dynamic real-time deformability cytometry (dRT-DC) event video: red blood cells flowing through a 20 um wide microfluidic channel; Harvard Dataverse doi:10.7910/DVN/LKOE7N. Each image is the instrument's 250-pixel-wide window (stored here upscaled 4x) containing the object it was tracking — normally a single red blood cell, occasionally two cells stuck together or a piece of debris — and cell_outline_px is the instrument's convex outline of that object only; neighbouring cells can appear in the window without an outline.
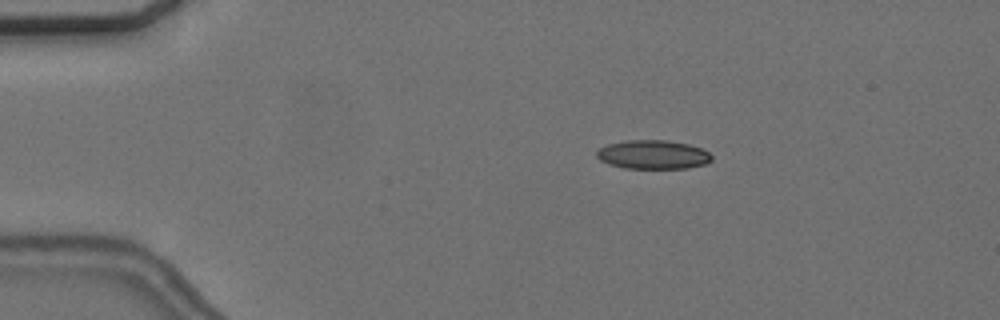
{"species": "common noctule bat (a hibernating species)", "species_latin": "Nyctalus noctula", "temperature_condition": "cold", "stored_images_in_passage": 56, "camera_frame_rate_fps": 3000, "um_per_image_px": 0.085, "animal": {"sex": "female", "body_mass_g": 24.6, "forearm_length_mm": 56.2}, "frame": {"image": 1, "passage_image": 10, "time_ms": 3.0, "image_size_px": [1000, 320], "cell_outline_px": [[712, 160], [704, 164], [688, 168], [624, 168], [608, 164], [600, 160], [596, 156], [596, 152], [600, 148], [608, 144], [628, 140], [668, 140], [688, 144], [700, 148], [708, 152], [712, 156]], "centroid_in_image_um": [55.49, 13.14], "position_along_channel_um": 29.5, "area_um2": 19.31}}
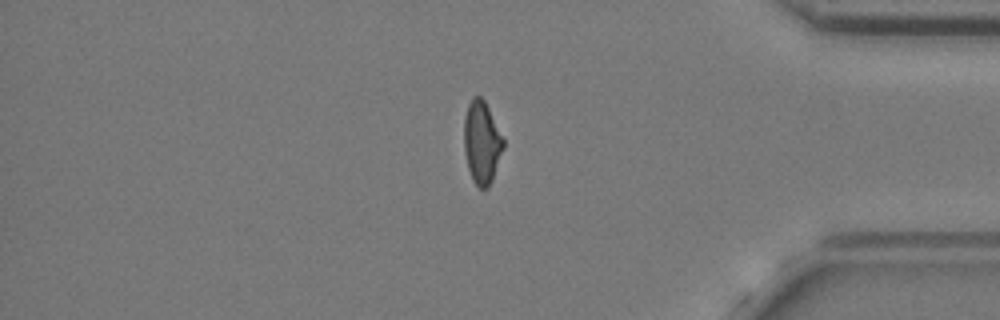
{"frame": {"image": 2, "passage_image": 47, "time_ms": 15.333, "image_size_px": [1000, 320], "cell_outline_px": [[504, 148], [492, 180], [488, 188], [480, 188], [472, 180], [468, 168], [464, 152], [464, 116], [468, 104], [472, 96], [480, 96], [484, 100], [504, 140]], "centroid_in_image_um": [40.94, 12.11], "position_along_channel_um": 394.3, "area_um2": 18.9}}
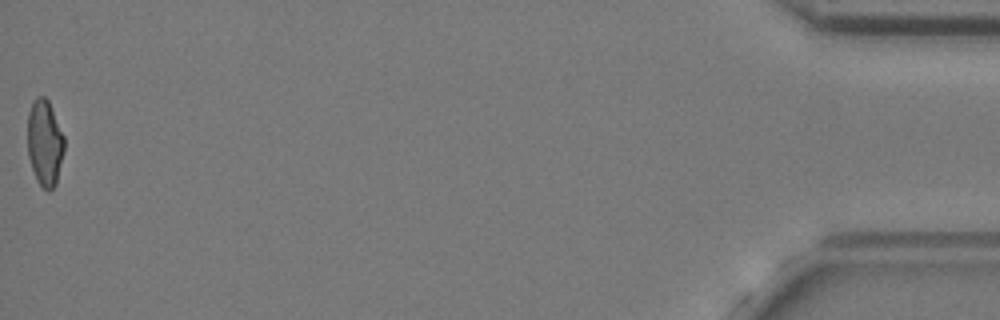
{"frame": {"image": 3, "passage_image": 56, "time_ms": 18.333, "image_size_px": [1000, 320], "cell_outline_px": [[64, 152], [56, 184], [48, 192], [36, 180], [28, 156], [28, 112], [32, 100], [36, 96], [44, 96], [48, 100], [64, 136]], "centroid_in_image_um": [3.8, 12.13], "position_along_channel_um": 431.4, "area_um2": 18.5}, "authors_computed_cell_mechanics": {"area_um2": 19.3052, "velocity_mm_per_s": 3.6581, "shape_relaxation_time_tau1_ms": null, "shape_relaxation_time_tau2_ms": 2.9186, "deformation_change_tau1": null, "deformation_change_tau2": 0.0952}}